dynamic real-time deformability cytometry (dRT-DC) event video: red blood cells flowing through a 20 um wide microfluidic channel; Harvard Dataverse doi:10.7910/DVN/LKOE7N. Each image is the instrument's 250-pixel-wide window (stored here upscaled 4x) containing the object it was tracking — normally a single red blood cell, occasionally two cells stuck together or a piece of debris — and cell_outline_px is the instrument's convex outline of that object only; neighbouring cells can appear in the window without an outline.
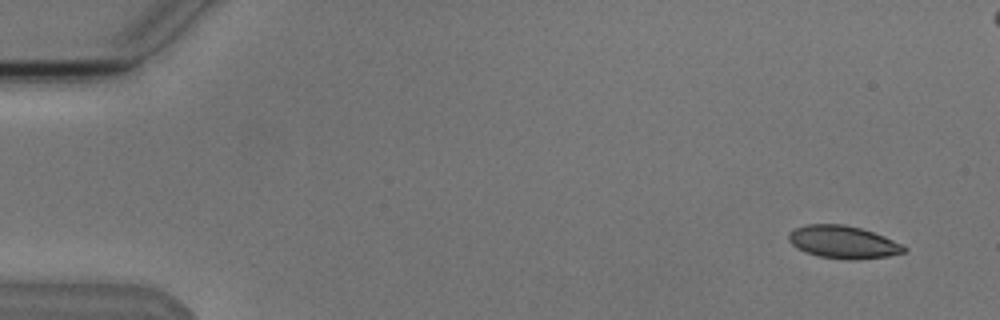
{"species": "Egyptian fruit bat (a non-hibernating species)", "species_latin": "Rousettus aegyptiacus", "temperature_condition": "cold", "stored_images_in_passage": 7, "camera_frame_rate_fps": 3000, "um_per_image_px": 0.085, "animal": {"sex": "male"}, "frame": {"image": 1, "passage_image": 2, "time_ms": 1.0, "image_size_px": [1000, 320], "cell_outline_px": [[908, 252], [888, 256], [856, 260], [848, 260], [816, 256], [804, 252], [796, 248], [788, 240], [788, 232], [804, 224], [844, 224], [860, 228], [884, 236], [908, 248]], "centroid_in_image_um": [71.64, 20.59], "position_along_channel_um": 13.4, "area_um2": 22.2}}